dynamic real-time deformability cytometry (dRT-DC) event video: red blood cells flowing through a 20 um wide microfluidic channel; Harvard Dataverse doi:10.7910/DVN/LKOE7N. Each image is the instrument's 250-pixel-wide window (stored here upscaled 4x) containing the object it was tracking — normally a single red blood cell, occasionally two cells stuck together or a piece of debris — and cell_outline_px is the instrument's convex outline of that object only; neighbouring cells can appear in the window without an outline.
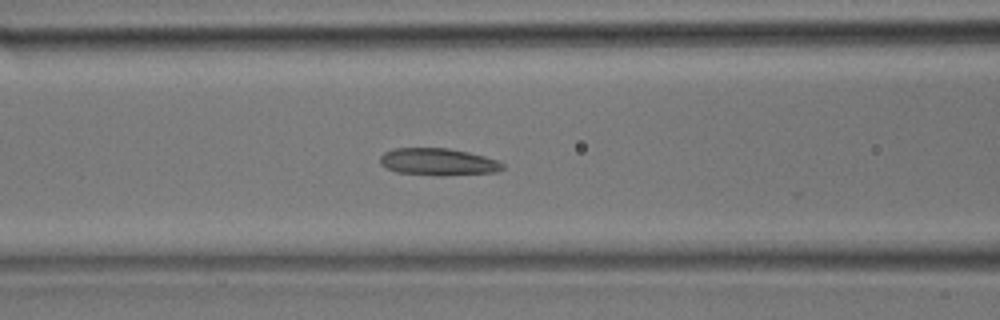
{"species": "common noctule bat (a hibernating species)", "species_latin": "Nyctalus noctula", "temperature_condition": "room temperature", "stored_images_in_passage": 14, "camera_frame_rate_fps": 3000, "um_per_image_px": 0.085, "animal": {"sex": "male", "body_mass_g": 17.9}, "frame": {"image": 1, "passage_image": 10, "time_ms": 3.0, "image_size_px": [1000, 320], "cell_outline_px": [[504, 168], [496, 172], [444, 176], [436, 176], [396, 172], [380, 164], [380, 156], [384, 152], [392, 148], [448, 148], [468, 152], [484, 156], [496, 160], [504, 164]], "centroid_in_image_um": [37.22, 13.76], "position_along_channel_um": 129.4, "area_um2": 19.54}}
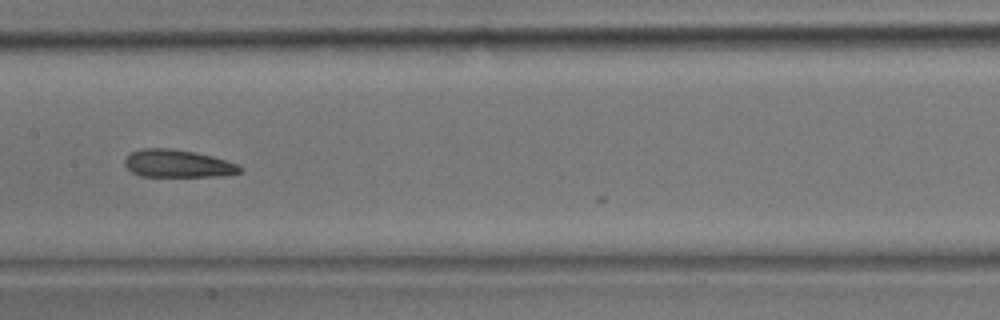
{"frame": {"image": 2, "passage_image": 13, "time_ms": 4.0, "image_size_px": [1000, 320], "cell_outline_px": [[244, 168], [240, 172], [220, 176], [140, 176], [132, 172], [124, 164], [124, 160], [132, 152], [144, 148], [168, 148], [192, 152], [212, 156], [236, 164]], "centroid_in_image_um": [15.09, 13.91], "position_along_channel_um": 192.3, "area_um2": 18.26}}